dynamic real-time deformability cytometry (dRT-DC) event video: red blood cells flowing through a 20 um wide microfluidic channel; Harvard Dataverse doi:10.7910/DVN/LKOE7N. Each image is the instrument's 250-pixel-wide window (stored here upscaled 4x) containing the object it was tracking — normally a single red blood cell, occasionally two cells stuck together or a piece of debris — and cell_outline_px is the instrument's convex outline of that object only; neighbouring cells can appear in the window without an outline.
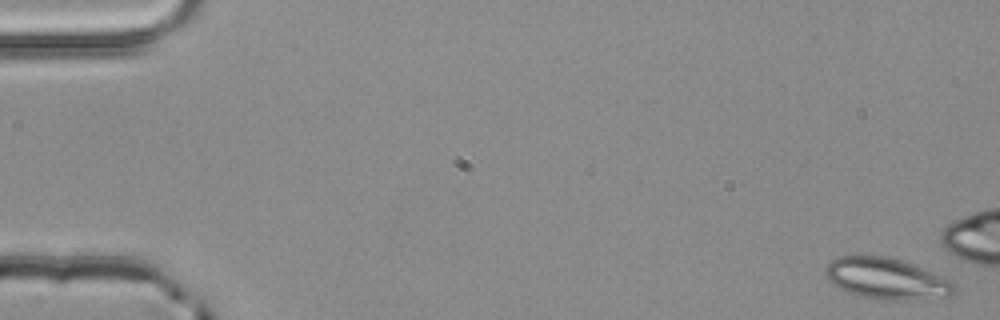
{"species": "common noctule bat (a hibernating species)", "species_latin": "Nyctalus noctula", "temperature_condition": "room temperature", "stored_images_in_passage": 4, "camera_frame_rate_fps": 3000, "um_per_image_px": 0.085, "animal": {"sex": "male", "body_mass_g": 20.4}, "frame": {"image": 1, "passage_image": 1, "time_ms": 0.0, "image_size_px": [1000, 320], "cell_outline_px": [[956, 292], [952, 296], [904, 300], [876, 300], [848, 292], [832, 284], [824, 276], [824, 268], [832, 260], [840, 256], [884, 256], [900, 260], [912, 264], [952, 280], [956, 288]], "centroid_in_image_um": [75.35, 23.7], "position_along_channel_um": 9.7, "area_um2": 30.98}}